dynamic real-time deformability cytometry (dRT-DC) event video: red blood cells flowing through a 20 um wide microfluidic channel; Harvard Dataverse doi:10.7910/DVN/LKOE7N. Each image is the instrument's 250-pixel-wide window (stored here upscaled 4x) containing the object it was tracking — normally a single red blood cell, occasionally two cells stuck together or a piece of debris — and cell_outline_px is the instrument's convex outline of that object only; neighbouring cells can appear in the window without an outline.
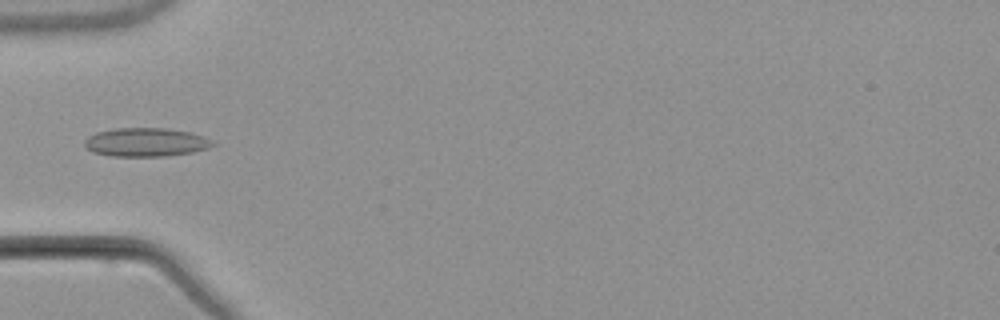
{"species": "common noctule bat (a hibernating species)", "species_latin": "Nyctalus noctula", "temperature_condition": "warm", "stored_images_in_passage": 6, "camera_frame_rate_fps": 3000, "um_per_image_px": 0.085, "animal": {"sex": "male", "body_mass_g": 21.5, "forearm_length_mm": 52.0}, "frame": {"image": 1, "passage_image": 6, "time_ms": 6.0, "image_size_px": [1000, 320], "cell_outline_px": [[216, 144], [208, 148], [192, 152], [168, 156], [112, 156], [92, 152], [84, 144], [84, 140], [88, 136], [96, 132], [112, 128], [168, 128], [188, 132], [200, 136]], "centroid_in_image_um": [12.34, 12.09], "position_along_channel_um": 72.7, "area_um2": 21.27}}